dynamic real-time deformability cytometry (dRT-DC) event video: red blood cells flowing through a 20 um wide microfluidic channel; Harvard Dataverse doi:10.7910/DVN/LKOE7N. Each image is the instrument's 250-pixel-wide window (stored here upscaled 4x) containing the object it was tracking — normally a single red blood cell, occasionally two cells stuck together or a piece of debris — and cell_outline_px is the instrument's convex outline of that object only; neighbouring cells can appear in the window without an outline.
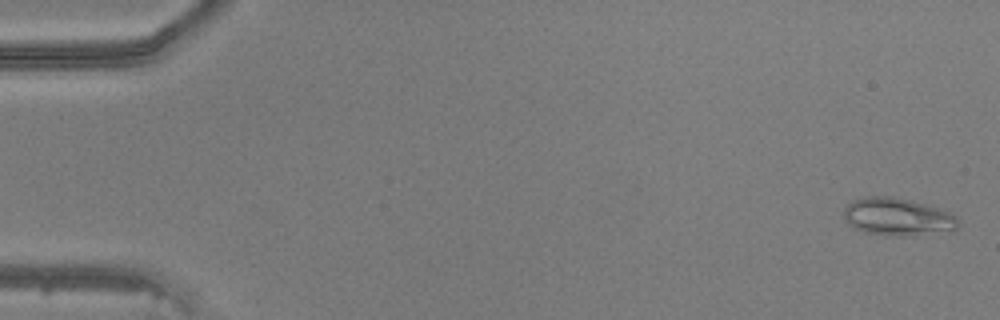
{"species": "common noctule bat (a hibernating species)", "species_latin": "Nyctalus noctula", "temperature_condition": "warm", "stored_images_in_passage": 49, "camera_frame_rate_fps": 3000, "um_per_image_px": 0.085, "animal": {"sex": "male", "body_mass_g": 20.5, "forearm_length_mm": 52.5}, "frame": {"image": 1, "passage_image": 2, "time_ms": 0.333, "image_size_px": [1000, 320], "cell_outline_px": [[960, 224], [956, 228], [904, 236], [884, 236], [864, 232], [852, 228], [844, 220], [844, 208], [852, 200], [868, 196], [892, 196], [924, 204], [948, 212], [956, 216]], "centroid_in_image_um": [76.19, 18.43], "position_along_channel_um": 8.8, "area_um2": 24.8}}
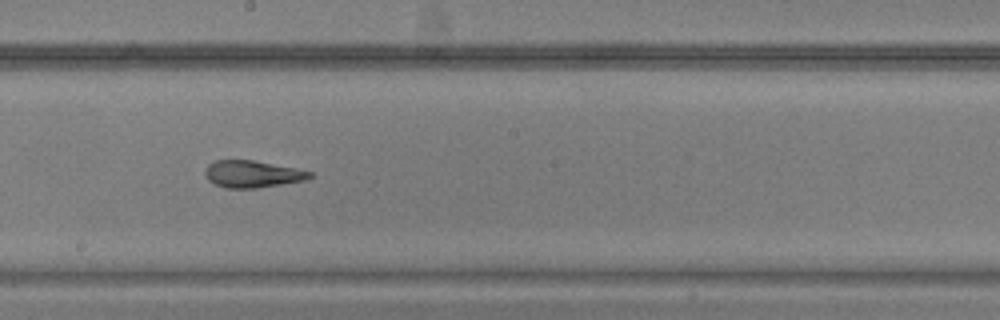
{"frame": {"image": 2, "passage_image": 28, "time_ms": 9.0, "image_size_px": [1000, 320], "cell_outline_px": [[312, 176], [304, 180], [256, 188], [224, 188], [208, 180], [204, 176], [204, 168], [208, 164], [216, 160], [252, 160], [296, 168], [312, 172]], "centroid_in_image_um": [21.39, 14.79], "position_along_channel_um": 226.8, "area_um2": 16.42}}
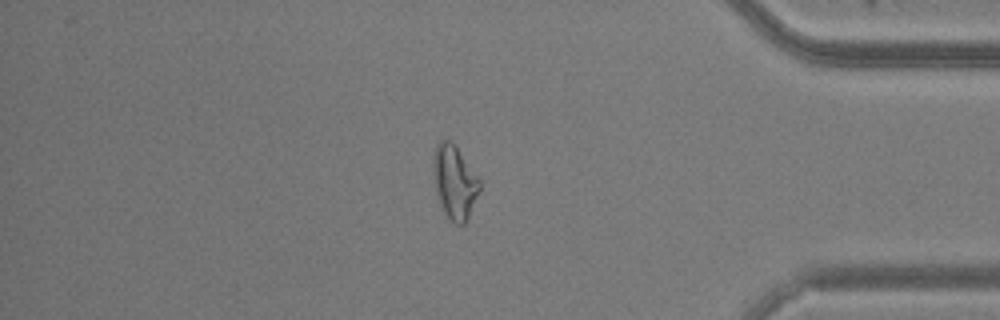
{"frame": {"image": 3, "passage_image": 42, "time_ms": 13.667, "image_size_px": [1000, 320], "cell_outline_px": [[480, 188], [468, 220], [464, 224], [456, 224], [440, 208], [436, 192], [432, 172], [432, 156], [436, 144], [440, 140], [448, 140], [456, 148], [480, 180]], "centroid_in_image_um": [38.6, 15.5], "position_along_channel_um": 396.6, "area_um2": 19.77}}